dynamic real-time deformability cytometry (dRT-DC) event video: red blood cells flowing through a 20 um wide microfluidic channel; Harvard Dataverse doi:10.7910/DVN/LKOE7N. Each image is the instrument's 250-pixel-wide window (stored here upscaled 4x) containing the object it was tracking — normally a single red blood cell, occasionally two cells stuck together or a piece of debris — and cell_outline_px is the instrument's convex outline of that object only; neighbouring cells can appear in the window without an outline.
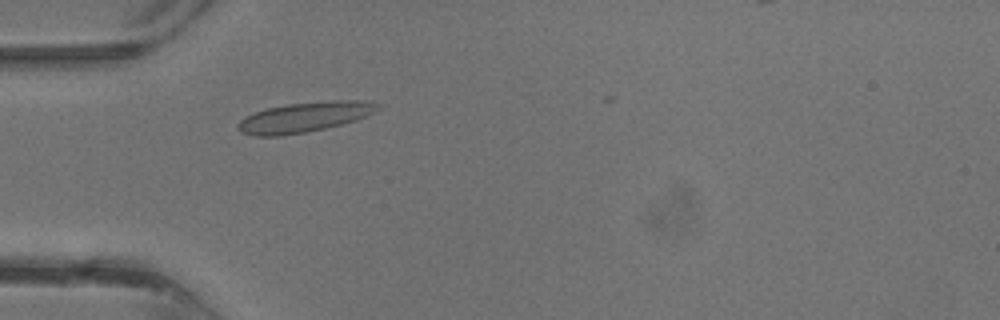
{"species": "common noctule bat (a hibernating species)", "species_latin": "Nyctalus noctula", "temperature_condition": "warm", "stored_images_in_passage": 14, "camera_frame_rate_fps": 3000, "um_per_image_px": 0.085, "animal": {"sex": "male", "body_mass_g": 13.3}, "frame": {"image": 1, "passage_image": 2, "time_ms": 0.333, "image_size_px": [1000, 320], "cell_outline_px": [[384, 104], [380, 108], [368, 116], [356, 120], [324, 128], [304, 132], [280, 136], [256, 136], [240, 132], [236, 128], [236, 124], [244, 116], [268, 108], [288, 104], [332, 100], [368, 100]], "centroid_in_image_um": [25.92, 9.94], "position_along_channel_um": 59.1, "area_um2": 24.62}}
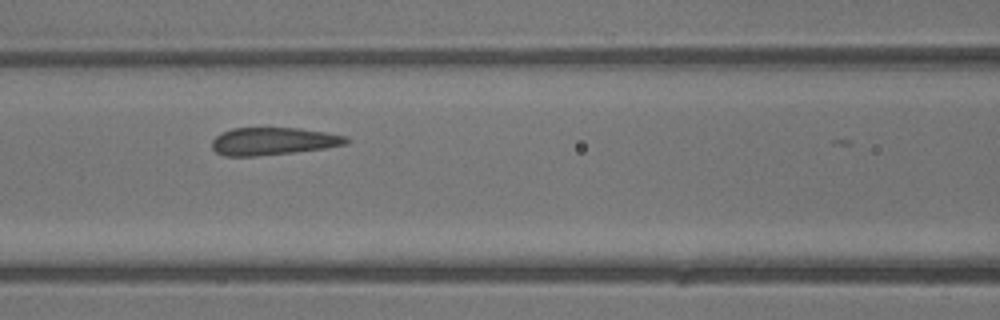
{"frame": {"image": 2, "passage_image": 7, "time_ms": 2.0, "image_size_px": [1000, 320], "cell_outline_px": [[348, 144], [324, 148], [292, 152], [256, 156], [224, 156], [216, 152], [212, 148], [212, 140], [216, 136], [232, 128], [300, 128], [348, 136]], "centroid_in_image_um": [23.22, 12.0], "position_along_channel_um": 143.4, "area_um2": 21.44}}
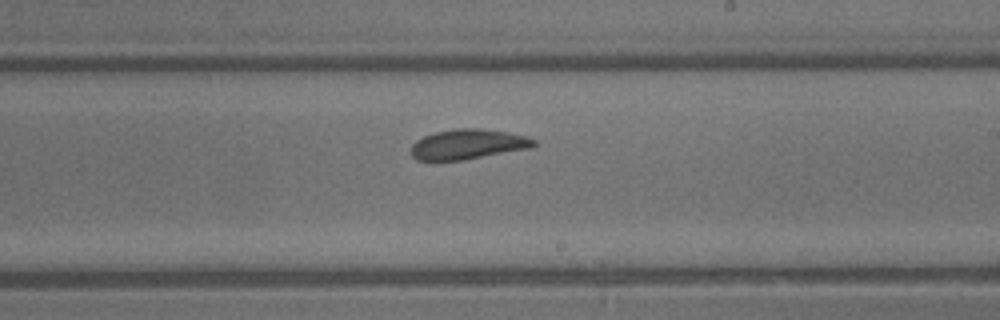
{"frame": {"image": 3, "passage_image": 13, "time_ms": 4.0, "image_size_px": [1000, 320], "cell_outline_px": [[536, 144], [532, 148], [464, 160], [416, 160], [412, 156], [412, 144], [416, 140], [424, 136], [436, 132], [456, 128], [480, 128], [508, 132], [528, 136], [536, 140]], "centroid_in_image_um": [39.82, 12.26], "position_along_channel_um": 249.2, "area_um2": 21.62}}